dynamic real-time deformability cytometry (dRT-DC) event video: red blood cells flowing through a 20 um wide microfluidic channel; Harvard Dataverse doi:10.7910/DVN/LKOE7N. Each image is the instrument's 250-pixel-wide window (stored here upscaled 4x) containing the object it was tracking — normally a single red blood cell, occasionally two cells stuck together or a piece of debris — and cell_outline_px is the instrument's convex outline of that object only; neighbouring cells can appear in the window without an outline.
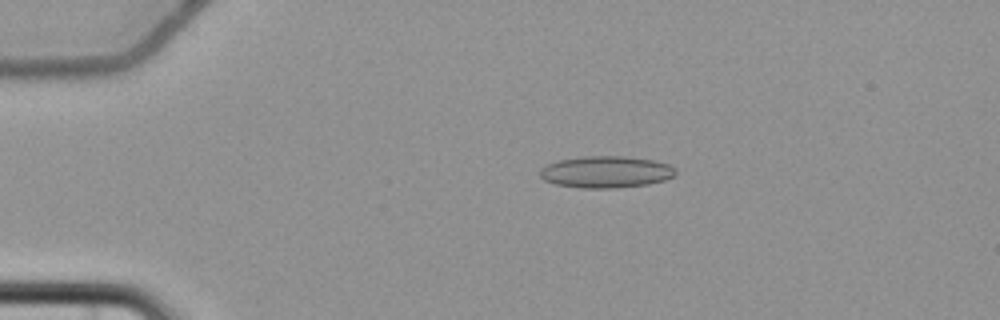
{"species": "common noctule bat (a hibernating species)", "species_latin": "Nyctalus noctula", "temperature_condition": "cold", "stored_images_in_passage": 4, "camera_frame_rate_fps": 3000, "um_per_image_px": 0.085, "animal": {"sex": "female", "body_mass_g": 22.7, "forearm_length_mm": 54.2}, "frame": {"image": 1, "passage_image": 1, "time_ms": 0.0, "image_size_px": [1000, 320], "cell_outline_px": [[676, 176], [664, 180], [648, 184], [616, 188], [580, 188], [556, 184], [544, 180], [540, 176], [540, 168], [548, 164], [560, 160], [584, 156], [624, 156], [652, 160], [668, 164], [676, 168]], "centroid_in_image_um": [51.53, 14.62], "position_along_channel_um": 33.5, "area_um2": 25.14}}
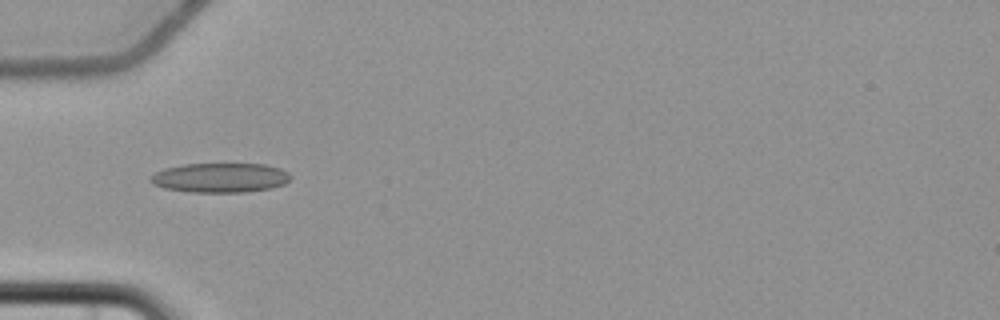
{"frame": {"image": 2, "passage_image": 3, "time_ms": 2.333, "image_size_px": [1000, 320], "cell_outline_px": [[292, 176], [284, 184], [272, 188], [244, 192], [188, 192], [164, 188], [152, 184], [148, 180], [156, 172], [164, 168], [184, 164], [264, 164], [280, 168], [288, 172]], "centroid_in_image_um": [18.71, 15.11], "position_along_channel_um": 66.3, "area_um2": 24.16}}
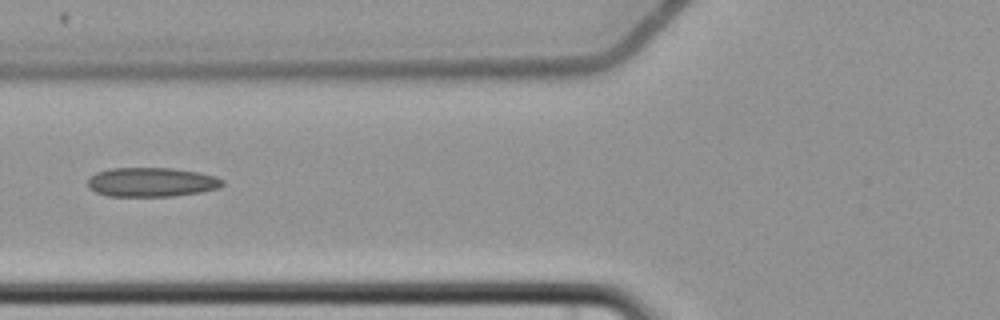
{"frame": {"image": 3, "passage_image": 4, "time_ms": 3.667, "image_size_px": [1000, 320], "cell_outline_px": [[224, 184], [220, 188], [200, 192], [172, 196], [108, 196], [96, 192], [88, 188], [88, 176], [96, 172], [112, 168], [172, 168], [196, 172], [216, 176], [224, 180]], "centroid_in_image_um": [12.87, 15.48], "position_along_channel_um": 112.9, "area_um2": 23.06}}